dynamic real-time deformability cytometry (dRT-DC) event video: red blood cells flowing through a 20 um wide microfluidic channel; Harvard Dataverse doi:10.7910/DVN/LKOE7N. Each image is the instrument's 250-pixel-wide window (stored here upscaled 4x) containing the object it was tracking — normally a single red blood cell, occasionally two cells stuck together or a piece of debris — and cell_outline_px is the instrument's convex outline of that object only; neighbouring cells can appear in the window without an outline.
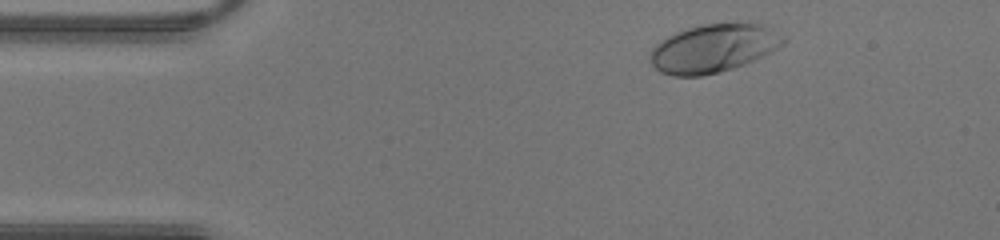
{"species": "human", "species_latin": "Homo sapiens", "temperature_condition": "warm", "stored_images_in_passage": 36, "camera_frame_rate_fps": 3000, "um_per_image_px": 0.085, "donor": {"sex": "male"}, "frame": {"image": 1, "passage_image": 2, "time_ms": 0.333, "image_size_px": [1000, 240], "cell_outline_px": [[788, 40], [784, 44], [772, 52], [744, 64], [732, 68], [700, 76], [672, 76], [660, 72], [648, 60], [648, 52], [660, 40], [676, 32], [688, 28], [704, 24], [764, 24], [784, 36]], "centroid_in_image_um": [60.62, 4.11], "position_along_channel_um": 24.4, "area_um2": 37.4}}
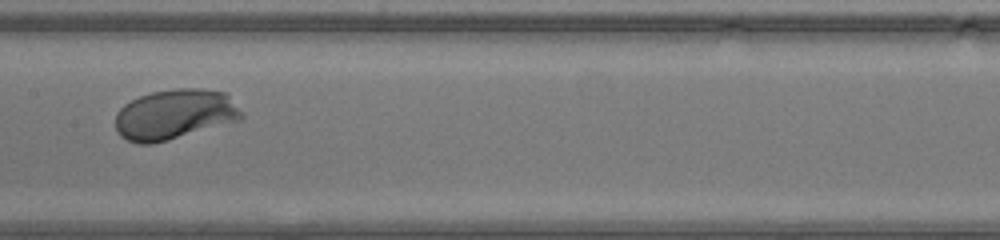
{"frame": {"image": 2, "passage_image": 17, "time_ms": 5.333, "image_size_px": [1000, 240], "cell_outline_px": [[244, 116], [240, 120], [168, 140], [152, 144], [136, 144], [120, 136], [116, 128], [116, 112], [124, 104], [140, 96], [152, 92], [176, 88], [200, 88], [228, 92], [244, 112]], "centroid_in_image_um": [14.89, 9.71], "position_along_channel_um": 192.5, "area_um2": 37.28}}
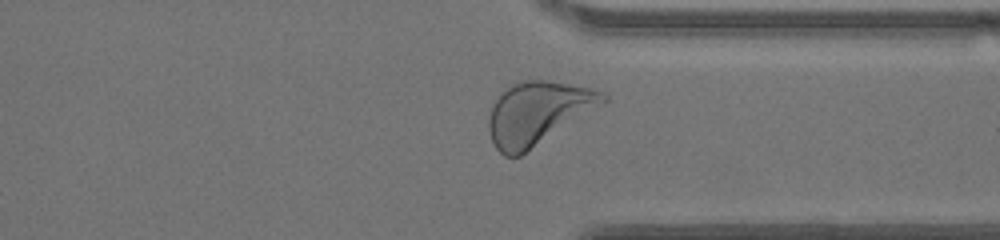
{"frame": {"image": 3, "passage_image": 28, "time_ms": 9.0, "image_size_px": [1000, 240], "cell_outline_px": [[608, 100], [604, 104], [520, 156], [504, 156], [496, 148], [492, 140], [488, 128], [488, 120], [492, 104], [500, 92], [512, 84], [524, 80], [548, 80], [592, 88], [604, 92], [608, 96]], "centroid_in_image_um": [45.72, 9.6], "position_along_channel_um": 365.7, "area_um2": 41.96}}